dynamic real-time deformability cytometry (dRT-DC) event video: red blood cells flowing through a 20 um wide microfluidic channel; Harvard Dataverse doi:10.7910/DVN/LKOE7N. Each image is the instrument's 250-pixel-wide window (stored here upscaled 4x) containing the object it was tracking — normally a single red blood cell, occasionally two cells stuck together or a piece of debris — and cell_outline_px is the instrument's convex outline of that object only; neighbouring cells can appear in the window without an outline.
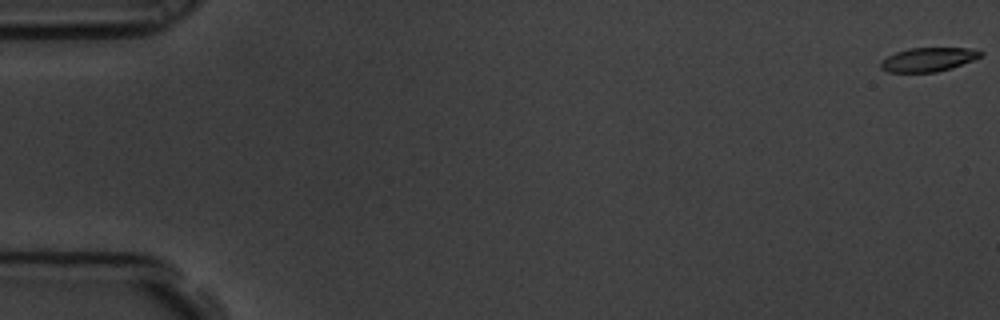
{"species": "common noctule bat (a hibernating species)", "species_latin": "Nyctalus noctula", "temperature_condition": "room temperature", "stored_images_in_passage": 5, "camera_frame_rate_fps": 3000, "um_per_image_px": 0.085, "animal": {"sex": "male", "body_mass_g": 19.5, "forearm_length_mm": 54.6}, "frame": {"image": 1, "passage_image": 1, "time_ms": 0.0, "image_size_px": [1000, 320], "cell_outline_px": [[984, 52], [980, 56], [972, 60], [952, 68], [936, 72], [888, 72], [880, 68], [880, 60], [896, 52], [908, 48], [968, 48]], "centroid_in_image_um": [78.86, 5.06], "position_along_channel_um": 6.1, "area_um2": 13.87}}
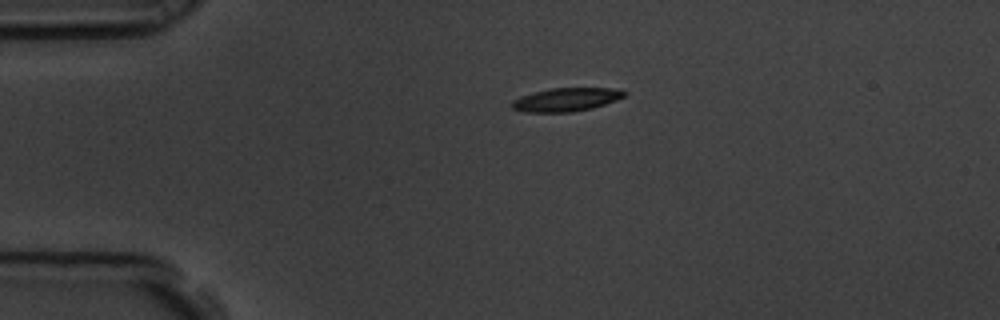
{"frame": {"image": 2, "passage_image": 4, "time_ms": 1.0, "image_size_px": [1000, 320], "cell_outline_px": [[628, 92], [624, 96], [616, 100], [592, 108], [572, 112], [524, 112], [512, 108], [512, 100], [520, 96], [552, 88], [612, 88]], "centroid_in_image_um": [48.12, 8.47], "position_along_channel_um": 36.9, "area_um2": 15.2}}